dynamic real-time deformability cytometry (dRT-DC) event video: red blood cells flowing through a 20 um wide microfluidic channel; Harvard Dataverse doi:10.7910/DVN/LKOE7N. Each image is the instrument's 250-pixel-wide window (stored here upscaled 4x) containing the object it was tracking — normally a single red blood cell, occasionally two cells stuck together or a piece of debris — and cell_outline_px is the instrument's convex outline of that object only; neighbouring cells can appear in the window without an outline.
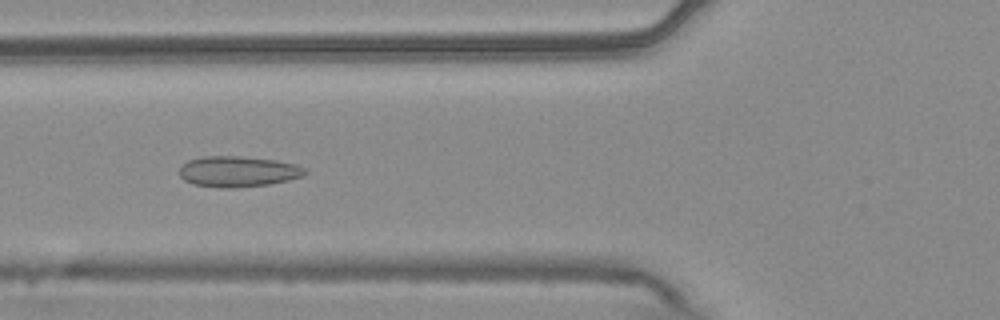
{"species": "common noctule bat (a hibernating species)", "species_latin": "Nyctalus noctula", "temperature_condition": "warm", "stored_images_in_passage": 54, "camera_frame_rate_fps": 3000, "um_per_image_px": 0.085, "animal": {"sex": "male", "body_mass_g": 20.4}, "frame": {"image": 1, "passage_image": 20, "time_ms": 6.333, "image_size_px": [1000, 320], "cell_outline_px": [[308, 172], [300, 176], [288, 180], [268, 184], [236, 188], [220, 188], [192, 184], [184, 180], [180, 176], [180, 168], [188, 160], [204, 156], [240, 156], [276, 160], [296, 164], [308, 168]], "centroid_in_image_um": [20.24, 14.58], "position_along_channel_um": 105.6, "area_um2": 22.6}}
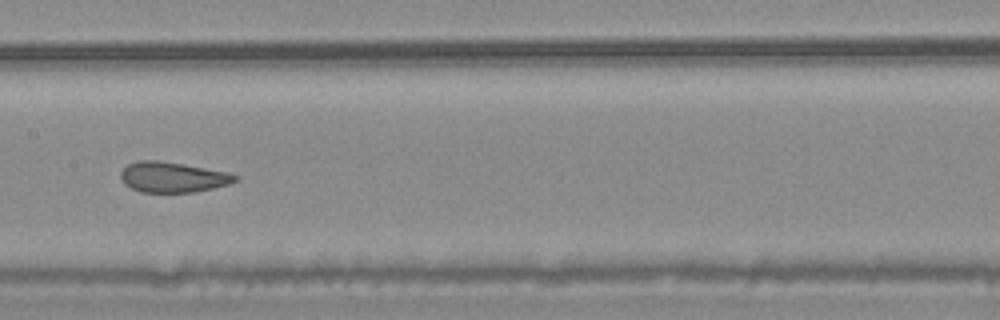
{"frame": {"image": 2, "passage_image": 27, "time_ms": 8.667, "image_size_px": [1000, 320], "cell_outline_px": [[240, 176], [236, 180], [228, 184], [196, 192], [140, 192], [124, 184], [120, 180], [120, 172], [128, 164], [140, 160], [156, 160], [184, 164], [228, 172]], "centroid_in_image_um": [14.66, 15.06], "position_along_channel_um": 192.7, "area_um2": 20.29}}
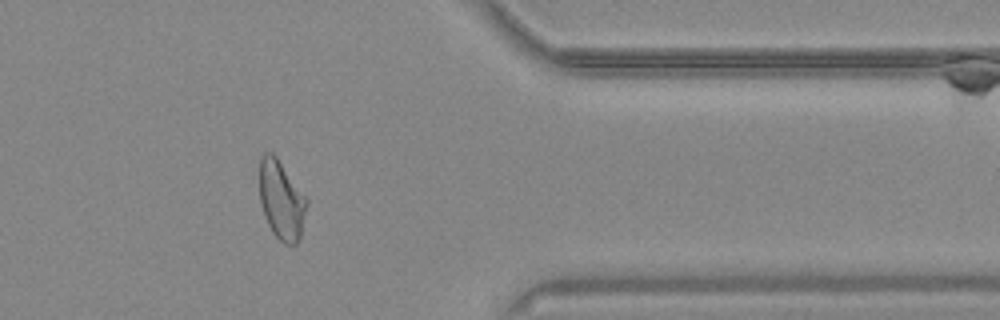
{"frame": {"image": 3, "passage_image": 44, "time_ms": 14.333, "image_size_px": [1000, 320], "cell_outline_px": [[308, 204], [300, 236], [296, 244], [284, 244], [272, 232], [264, 216], [260, 200], [260, 156], [264, 152], [272, 152], [276, 156], [308, 196]], "centroid_in_image_um": [23.94, 16.97], "position_along_channel_um": 387.5, "area_um2": 22.02}, "authors_computed_cell_mechanics": {"area_um2": 22.6865, "velocity_mm_per_s": 3.7296, "shape_relaxation_time_tau1_ms": null, "shape_relaxation_time_tau2_ms": 1.2049, "deformation_change_tau1": null, "deformation_change_tau2": 0.0836}}